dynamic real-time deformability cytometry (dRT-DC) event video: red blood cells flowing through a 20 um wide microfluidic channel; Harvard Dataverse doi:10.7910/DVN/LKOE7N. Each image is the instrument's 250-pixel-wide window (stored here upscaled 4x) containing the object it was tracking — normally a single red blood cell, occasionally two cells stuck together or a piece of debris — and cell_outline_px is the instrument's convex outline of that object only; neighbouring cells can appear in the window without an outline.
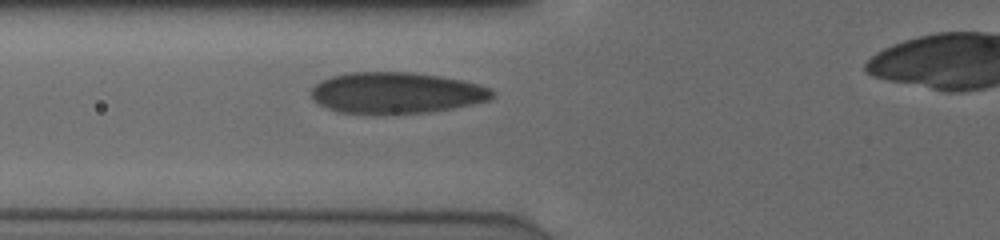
{"species": "human", "species_latin": "Homo sapiens", "temperature_condition": "cold", "stored_images_in_passage": 4, "camera_frame_rate_fps": 3000, "um_per_image_px": 0.085, "donor": {"sex": "male"}, "frame": {"image": 1, "passage_image": 3, "time_ms": 0.667, "image_size_px": [1000, 240], "cell_outline_px": [[492, 96], [488, 100], [448, 108], [424, 112], [340, 112], [328, 108], [320, 104], [312, 96], [312, 88], [320, 80], [332, 76], [348, 72], [412, 72], [440, 76], [460, 80], [476, 84], [488, 88], [492, 92]], "centroid_in_image_um": [33.63, 7.85], "position_along_channel_um": 92.2, "area_um2": 42.14}}